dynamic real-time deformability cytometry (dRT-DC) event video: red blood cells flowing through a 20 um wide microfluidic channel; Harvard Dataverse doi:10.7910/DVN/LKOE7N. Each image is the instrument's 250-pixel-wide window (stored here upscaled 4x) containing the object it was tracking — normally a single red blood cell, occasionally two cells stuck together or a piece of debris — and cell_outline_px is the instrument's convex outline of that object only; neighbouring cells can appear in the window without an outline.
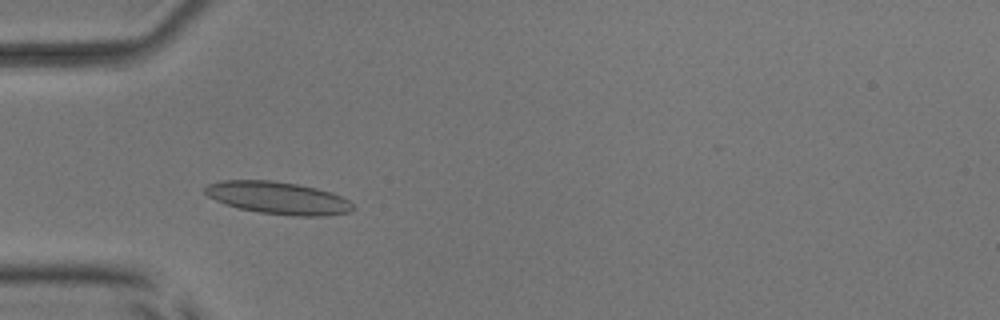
{"species": "common noctule bat (a hibernating species)", "species_latin": "Nyctalus noctula", "temperature_condition": "room temperature", "stored_images_in_passage": 51, "camera_frame_rate_fps": 3000, "um_per_image_px": 0.085, "animal": {"sex": "male", "body_mass_g": 17.9, "forearm_length_mm": 54.2}, "frame": {"image": 1, "passage_image": 14, "time_ms": 4.333, "image_size_px": [1000, 320], "cell_outline_px": [[352, 208], [348, 212], [328, 216], [296, 216], [260, 212], [240, 208], [224, 204], [208, 196], [204, 192], [204, 188], [208, 184], [220, 180], [272, 180], [296, 184], [316, 188], [332, 192], [348, 200], [352, 204]], "centroid_in_image_um": [23.61, 16.82], "position_along_channel_um": 61.4, "area_um2": 27.8}}
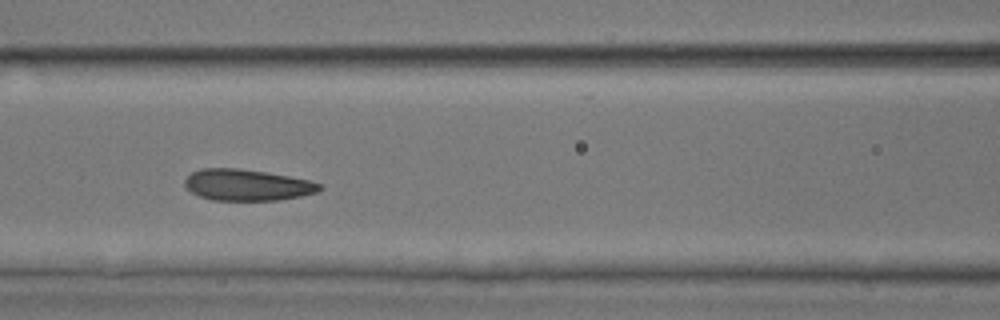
{"frame": {"image": 2, "passage_image": 21, "time_ms": 6.667, "image_size_px": [1000, 320], "cell_outline_px": [[324, 188], [320, 192], [280, 200], [212, 200], [200, 196], [184, 188], [184, 180], [192, 172], [200, 168], [240, 168], [268, 172], [308, 180], [320, 184]], "centroid_in_image_um": [21.0, 15.72], "position_along_channel_um": 145.6, "area_um2": 24.8}}
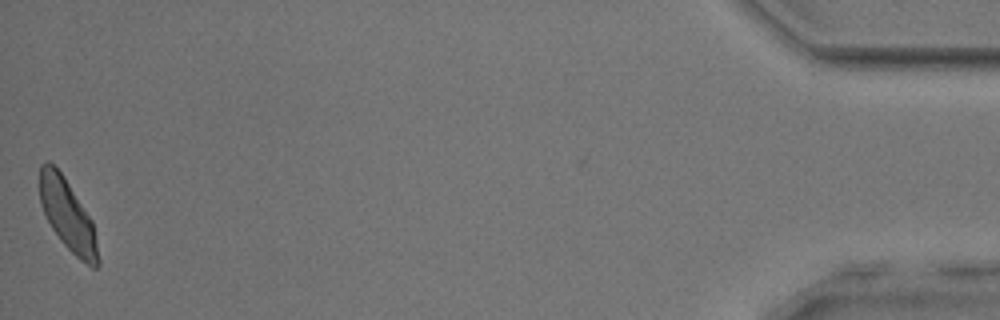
{"frame": {"image": 3, "passage_image": 51, "time_ms": 16.667, "image_size_px": [1000, 320], "cell_outline_px": [[100, 264], [96, 268], [92, 268], [80, 260], [60, 240], [52, 228], [40, 204], [40, 164], [48, 160], [64, 176], [92, 220], [100, 260]], "centroid_in_image_um": [5.76, 18.31], "position_along_channel_um": 429.4, "area_um2": 23.99}, "authors_computed_cell_mechanics": {"area_um2": 24.565, "velocity_mm_per_s": 3.7687, "shape_relaxation_time_tau1_ms": 2.3834, "shape_relaxation_time_tau2_ms": 1.6087, "deformation_change_tau1": 0.1021, "deformation_change_tau2": 0.0871}}